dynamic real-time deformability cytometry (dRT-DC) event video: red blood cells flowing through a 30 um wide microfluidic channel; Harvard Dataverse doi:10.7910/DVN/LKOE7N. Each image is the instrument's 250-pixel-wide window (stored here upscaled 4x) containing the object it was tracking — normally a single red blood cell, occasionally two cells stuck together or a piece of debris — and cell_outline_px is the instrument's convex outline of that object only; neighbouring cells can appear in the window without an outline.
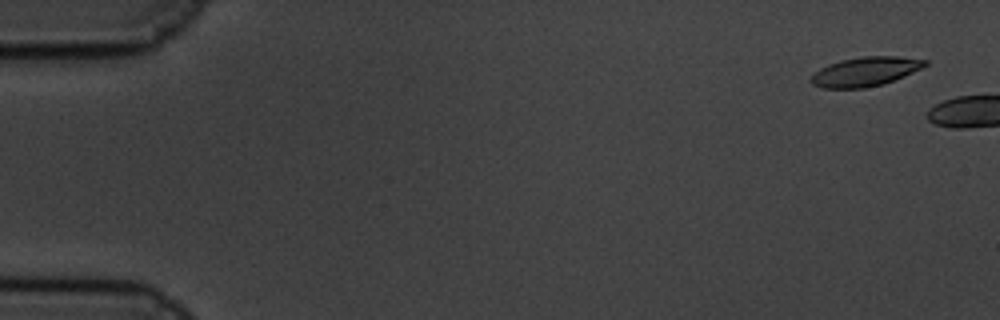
{"species": "common noctule bat (a hibernating species)", "species_latin": "Nyctalus noctula", "temperature_condition": "cold", "stored_images_in_passage": 7, "camera_frame_rate_fps": 3000, "um_per_image_px": 0.085, "animal": {"sex": "male", "body_mass_g": 19.5, "forearm_length_mm": 54.6}, "frame": {"image": 1, "passage_image": 2, "time_ms": 0.333, "image_size_px": [1000, 320], "cell_outline_px": [[928, 64], [904, 76], [884, 84], [864, 88], [824, 88], [812, 84], [808, 80], [820, 68], [828, 64], [840, 60], [864, 56], [896, 56], [928, 60]], "centroid_in_image_um": [73.53, 6.08], "position_along_channel_um": 11.5, "area_um2": 19.36}}